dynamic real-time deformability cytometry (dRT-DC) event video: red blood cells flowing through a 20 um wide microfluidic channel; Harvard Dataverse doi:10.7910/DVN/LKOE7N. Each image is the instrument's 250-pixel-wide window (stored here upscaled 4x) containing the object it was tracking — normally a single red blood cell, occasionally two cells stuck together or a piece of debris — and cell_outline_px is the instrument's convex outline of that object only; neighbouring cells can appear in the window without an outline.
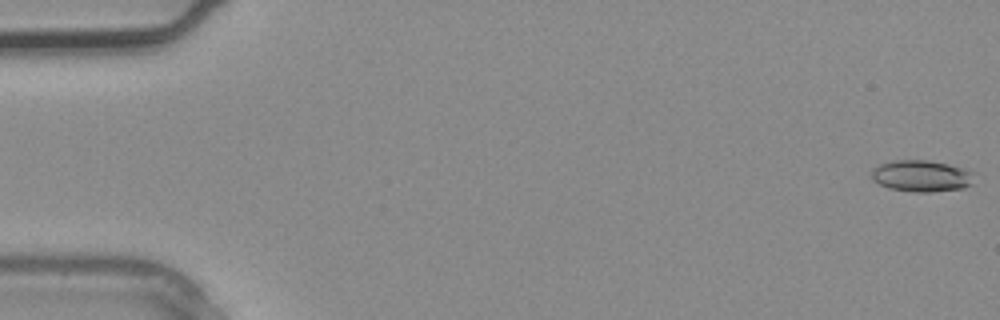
{"species": "common noctule bat (a hibernating species)", "species_latin": "Nyctalus noctula", "temperature_condition": "warm", "stored_images_in_passage": 4, "camera_frame_rate_fps": 3000, "um_per_image_px": 0.085, "animal": {"sex": "male", "body_mass_g": 20.4}, "frame": {"image": 1, "passage_image": 1, "time_ms": 0.0, "image_size_px": [1000, 320], "cell_outline_px": [[972, 184], [964, 188], [932, 192], [912, 192], [888, 188], [872, 180], [872, 168], [880, 164], [892, 160], [928, 160], [948, 164], [964, 168], [972, 172]], "centroid_in_image_um": [78.3, 14.96], "position_along_channel_um": 6.7, "area_um2": 18.96}}
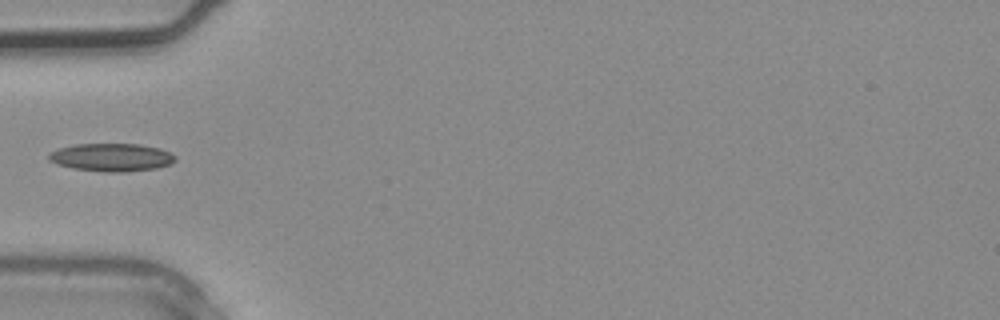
{"frame": {"image": 2, "passage_image": 4, "time_ms": 1.0, "image_size_px": [1000, 320], "cell_outline_px": [[176, 160], [168, 164], [156, 168], [128, 172], [104, 172], [72, 168], [56, 164], [48, 160], [48, 156], [52, 152], [60, 148], [76, 144], [140, 144], [160, 148], [172, 152], [176, 156]], "centroid_in_image_um": [9.51, 13.38], "position_along_channel_um": 75.5, "area_um2": 20.69}}